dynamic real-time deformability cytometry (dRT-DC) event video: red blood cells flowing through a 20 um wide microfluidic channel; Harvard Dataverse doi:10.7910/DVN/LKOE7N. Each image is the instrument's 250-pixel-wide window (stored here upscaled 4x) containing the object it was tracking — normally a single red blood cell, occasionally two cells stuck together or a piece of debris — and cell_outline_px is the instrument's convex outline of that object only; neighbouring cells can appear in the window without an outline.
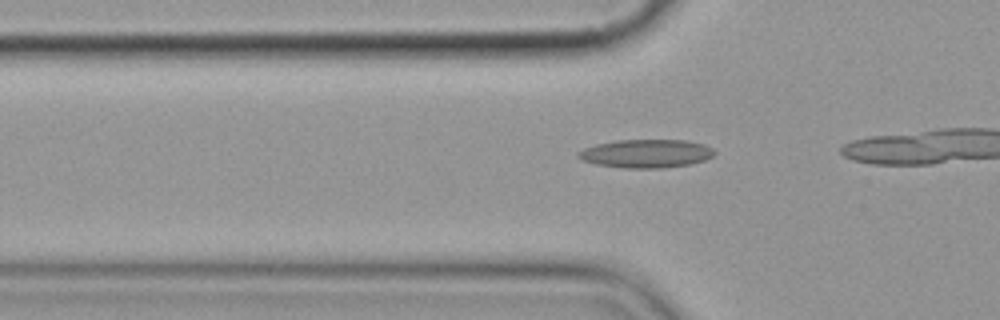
{"species": "common noctule bat (a hibernating species)", "species_latin": "Nyctalus noctula", "temperature_condition": "cold", "stored_images_in_passage": 7, "camera_frame_rate_fps": 3000, "um_per_image_px": 0.085, "animal": {"sex": "female", "body_mass_g": 19.9}, "frame": {"image": 1, "passage_image": 7, "time_ms": 7.667, "image_size_px": [1000, 320], "cell_outline_px": [[716, 152], [712, 156], [704, 160], [688, 164], [664, 168], [624, 168], [596, 164], [580, 160], [576, 156], [576, 152], [584, 148], [596, 144], [616, 140], [688, 140], [704, 144], [712, 148]], "centroid_in_image_um": [54.88, 13.05], "position_along_channel_um": 70.9, "area_um2": 22.66}}